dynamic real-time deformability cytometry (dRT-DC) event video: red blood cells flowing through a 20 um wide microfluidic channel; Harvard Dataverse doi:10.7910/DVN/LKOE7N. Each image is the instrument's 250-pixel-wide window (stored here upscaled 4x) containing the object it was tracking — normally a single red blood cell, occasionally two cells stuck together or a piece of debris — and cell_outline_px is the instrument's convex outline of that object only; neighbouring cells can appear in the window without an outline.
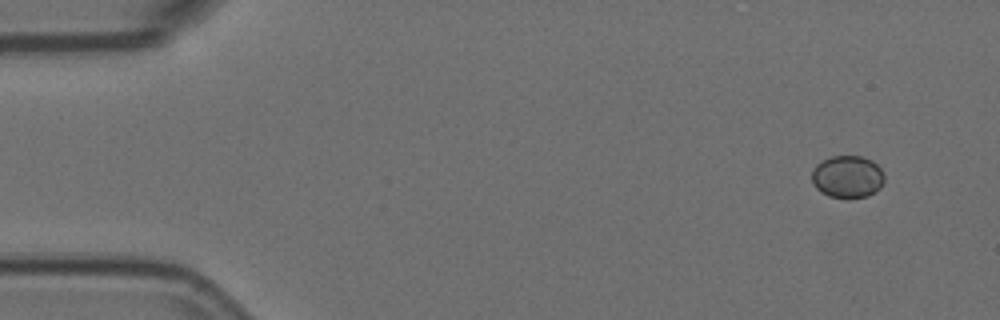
{"species": "Egyptian fruit bat (a non-hibernating species)", "species_latin": "Rousettus aegyptiacus", "temperature_condition": "room temperature", "stored_images_in_passage": 4, "camera_frame_rate_fps": 3000, "um_per_image_px": 0.085, "animal": {"sex": "female"}, "frame": {"image": 1, "passage_image": 1, "time_ms": 0.0, "image_size_px": [1000, 320], "cell_outline_px": [[884, 180], [880, 188], [868, 196], [848, 200], [828, 196], [820, 192], [812, 184], [812, 168], [816, 164], [832, 156], [860, 156], [872, 160], [880, 168], [884, 176]], "centroid_in_image_um": [72.02, 15.06], "position_along_channel_um": 13.0, "area_um2": 18.26}}
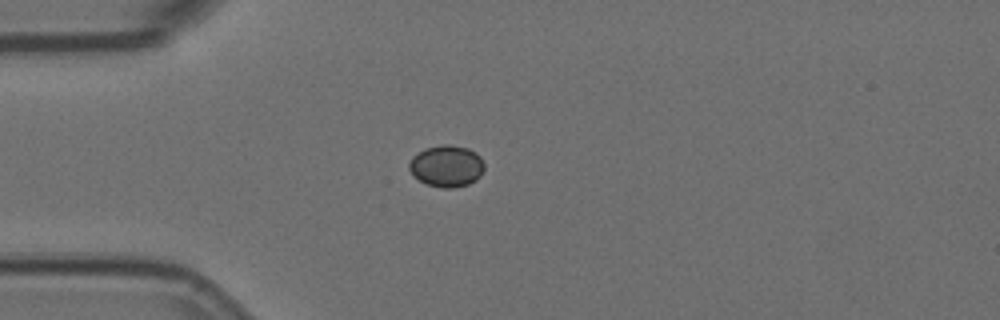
{"frame": {"image": 2, "passage_image": 4, "time_ms": 1.0, "image_size_px": [1000, 320], "cell_outline_px": [[484, 168], [480, 176], [476, 180], [468, 184], [452, 188], [444, 188], [428, 184], [412, 176], [408, 168], [408, 164], [412, 156], [424, 148], [444, 144], [448, 144], [468, 148], [476, 152], [480, 156], [484, 164]], "centroid_in_image_um": [37.94, 14.1], "position_along_channel_um": 47.1, "area_um2": 18.38}}